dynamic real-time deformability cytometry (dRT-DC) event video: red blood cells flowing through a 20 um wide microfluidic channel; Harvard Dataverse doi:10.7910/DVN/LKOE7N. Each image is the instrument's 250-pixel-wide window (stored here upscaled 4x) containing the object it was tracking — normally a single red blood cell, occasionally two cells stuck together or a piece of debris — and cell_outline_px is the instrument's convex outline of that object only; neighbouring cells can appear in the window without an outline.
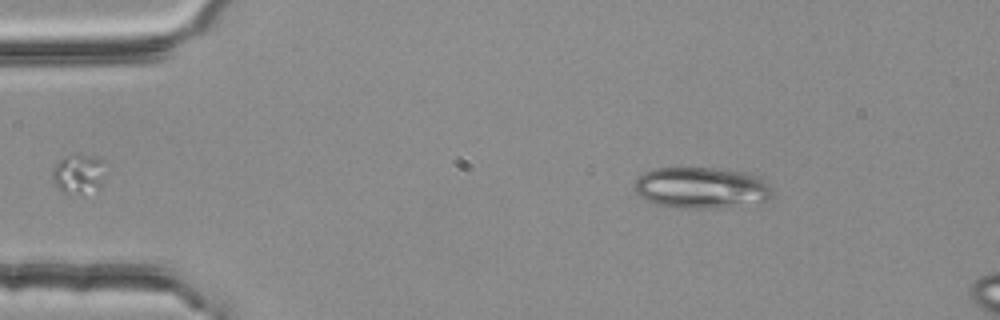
{"species": "common noctule bat (a hibernating species)", "species_latin": "Nyctalus noctula", "temperature_condition": "room temperature", "stored_images_in_passage": 3, "segment_of_instrument_passage": [1, 2], "camera_frame_rate_fps": 3000, "um_per_image_px": 0.085, "animal": {"sex": "female", "body_mass_g": 25.1}, "frame": {"image": 1, "passage_image": 1, "time_ms": 0.0, "image_size_px": [1000, 320], "cell_outline_px": [[772, 196], [764, 200], [720, 208], [672, 208], [656, 204], [640, 196], [632, 188], [636, 180], [644, 172], [656, 168], [712, 168], [748, 172], [764, 180], [768, 184], [772, 192]], "centroid_in_image_um": [59.56, 15.96], "position_along_channel_um": 25.4, "area_um2": 33.0}}